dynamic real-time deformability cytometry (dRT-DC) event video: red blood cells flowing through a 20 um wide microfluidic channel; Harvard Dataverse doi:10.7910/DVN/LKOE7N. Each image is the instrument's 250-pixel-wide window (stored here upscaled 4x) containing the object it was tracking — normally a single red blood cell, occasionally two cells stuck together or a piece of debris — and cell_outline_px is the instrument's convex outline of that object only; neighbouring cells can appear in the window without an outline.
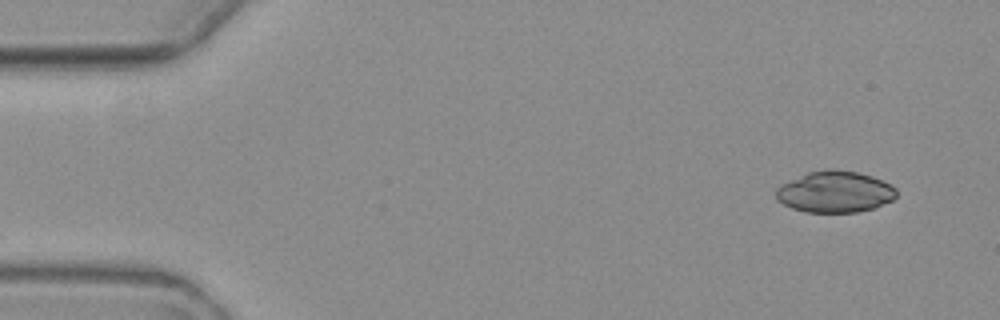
{"species": "common noctule bat (a hibernating species)", "species_latin": "Nyctalus noctula", "temperature_condition": "warm", "stored_images_in_passage": 5, "camera_frame_rate_fps": 3000, "um_per_image_px": 0.085, "animal": {"sex": "female", "body_mass_g": 19.3, "forearm_length_mm": 54.1}, "frame": {"image": 1, "passage_image": 1, "time_ms": 0.0, "image_size_px": [1000, 320], "cell_outline_px": [[896, 196], [892, 200], [876, 208], [856, 212], [804, 212], [792, 208], [776, 200], [776, 188], [780, 184], [808, 172], [828, 168], [856, 172], [872, 176], [892, 184], [896, 188]], "centroid_in_image_um": [70.97, 16.3], "position_along_channel_um": 14.0, "area_um2": 29.25}}